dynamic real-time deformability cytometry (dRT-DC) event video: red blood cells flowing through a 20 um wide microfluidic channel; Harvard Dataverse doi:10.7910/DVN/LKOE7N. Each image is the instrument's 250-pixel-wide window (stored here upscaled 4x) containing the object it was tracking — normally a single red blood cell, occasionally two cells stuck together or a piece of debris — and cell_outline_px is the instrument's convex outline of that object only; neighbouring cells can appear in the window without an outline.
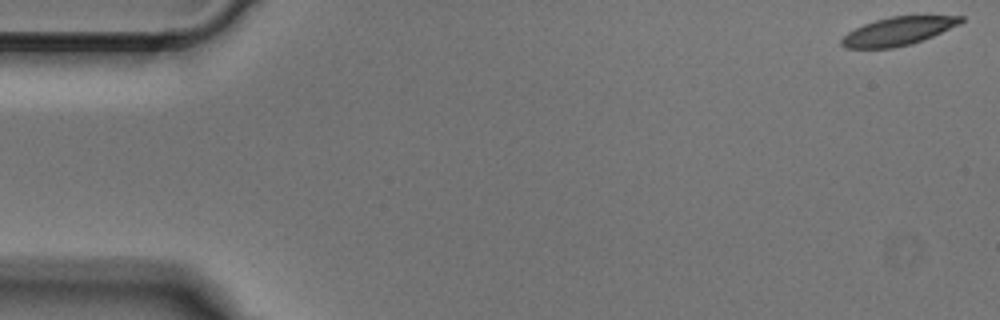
{"species": "Egyptian fruit bat (a non-hibernating species)", "species_latin": "Rousettus aegyptiacus", "temperature_condition": "cold", "stored_images_in_passage": 50, "camera_frame_rate_fps": 3000, "um_per_image_px": 0.085, "animal": {"sex": "male"}, "frame": {"image": 1, "passage_image": 1, "time_ms": 0.0, "image_size_px": [1000, 320], "cell_outline_px": [[964, 20], [960, 24], [932, 36], [912, 44], [892, 48], [844, 48], [840, 44], [840, 40], [848, 32], [864, 24], [876, 20], [892, 16], [964, 16]], "centroid_in_image_um": [76.32, 2.66], "position_along_channel_um": 8.7, "area_um2": 19.48}}
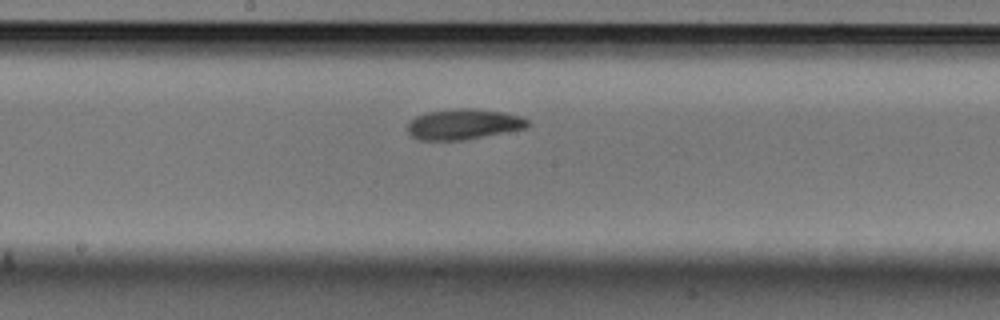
{"frame": {"image": 2, "passage_image": 26, "time_ms": 8.333, "image_size_px": [1000, 320], "cell_outline_px": [[528, 124], [524, 128], [464, 140], [420, 140], [412, 136], [408, 132], [408, 120], [416, 116], [428, 112], [452, 108], [472, 108], [504, 112], [520, 116], [528, 120]], "centroid_in_image_um": [39.35, 10.55], "position_along_channel_um": 208.9, "area_um2": 21.27}}
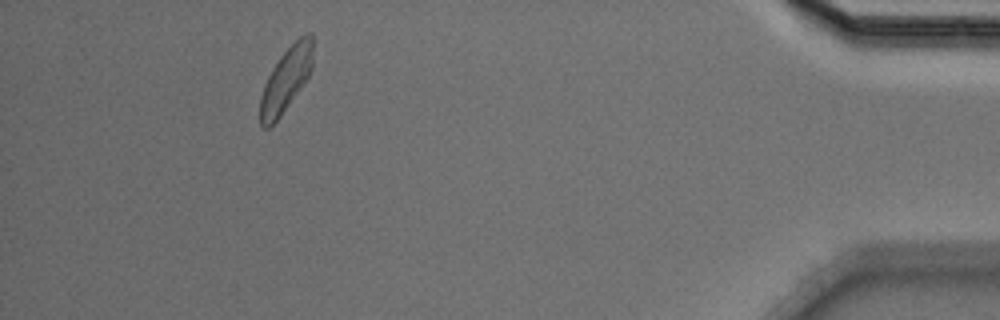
{"frame": {"image": 3, "passage_image": 46, "time_ms": 15.0, "image_size_px": [1000, 320], "cell_outline_px": [[316, 40], [312, 68], [308, 76], [300, 88], [280, 116], [268, 128], [264, 128], [260, 124], [260, 96], [264, 84], [272, 68], [280, 56], [304, 32], [312, 32]], "centroid_in_image_um": [24.36, 6.67], "position_along_channel_um": 410.8, "area_um2": 19.94}}